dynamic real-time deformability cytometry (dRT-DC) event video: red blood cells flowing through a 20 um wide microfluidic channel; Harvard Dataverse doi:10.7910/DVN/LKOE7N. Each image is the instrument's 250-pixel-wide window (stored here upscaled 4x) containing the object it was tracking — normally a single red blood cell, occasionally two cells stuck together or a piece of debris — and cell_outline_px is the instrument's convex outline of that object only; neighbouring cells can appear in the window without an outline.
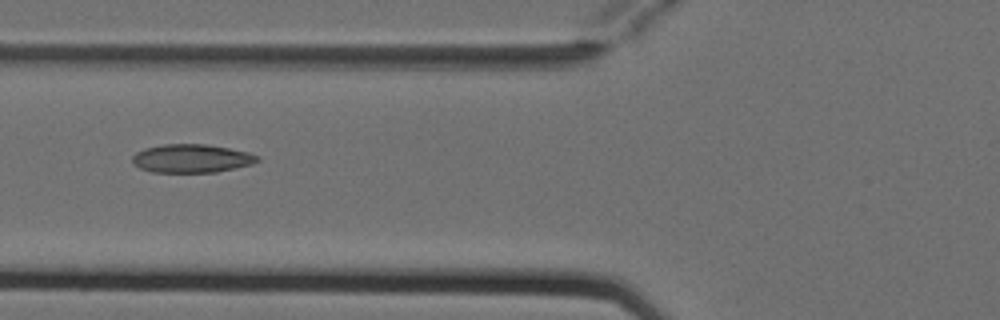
{"species": "Egyptian fruit bat (a non-hibernating species)", "species_latin": "Rousettus aegyptiacus", "temperature_condition": "cold", "stored_images_in_passage": 4, "camera_frame_rate_fps": 3000, "um_per_image_px": 0.085, "animal": {"sex": "female"}, "frame": {"image": 1, "passage_image": 4, "time_ms": 1.0, "image_size_px": [1000, 320], "cell_outline_px": [[260, 160], [252, 164], [216, 172], [152, 172], [140, 168], [132, 164], [132, 156], [136, 152], [144, 148], [164, 144], [208, 144], [248, 152], [260, 156]], "centroid_in_image_um": [16.27, 13.46], "position_along_channel_um": 109.5, "area_um2": 20.81}}